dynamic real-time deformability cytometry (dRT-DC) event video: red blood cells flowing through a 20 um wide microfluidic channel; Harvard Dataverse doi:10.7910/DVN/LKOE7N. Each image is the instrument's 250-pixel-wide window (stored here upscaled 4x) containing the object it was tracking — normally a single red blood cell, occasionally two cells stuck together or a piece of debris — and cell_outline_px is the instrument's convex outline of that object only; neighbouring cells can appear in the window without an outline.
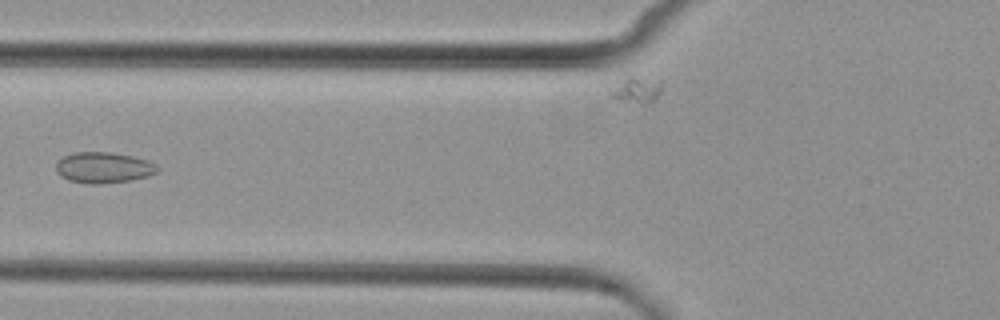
{"species": "common noctule bat (a hibernating species)", "species_latin": "Nyctalus noctula", "temperature_condition": "cold", "stored_images_in_passage": 6, "camera_frame_rate_fps": 3000, "um_per_image_px": 0.085, "animal": {"sex": "female", "body_mass_g": 29.2, "forearm_length_mm": 56.3}, "frame": {"image": 1, "passage_image": 4, "time_ms": 3.667, "image_size_px": [1000, 320], "cell_outline_px": [[160, 168], [156, 172], [148, 176], [128, 180], [96, 184], [92, 184], [68, 180], [60, 176], [56, 172], [56, 164], [64, 156], [72, 152], [112, 152], [132, 156], [148, 160], [156, 164]], "centroid_in_image_um": [8.79, 14.23], "position_along_channel_um": 117.0, "area_um2": 18.21}}
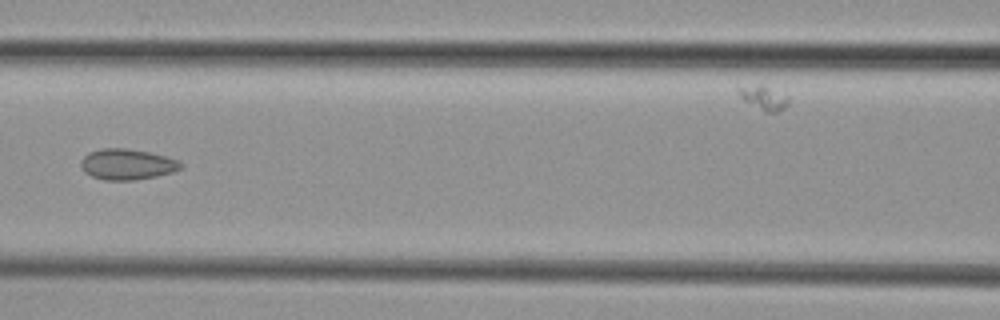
{"frame": {"image": 2, "passage_image": 5, "time_ms": 4.667, "image_size_px": [1000, 320], "cell_outline_px": [[184, 168], [172, 172], [156, 176], [132, 180], [104, 180], [92, 176], [84, 172], [80, 164], [80, 160], [88, 152], [100, 148], [128, 148], [152, 152], [180, 160], [184, 164]], "centroid_in_image_um": [10.83, 13.95], "position_along_channel_um": 155.8, "area_um2": 18.26}}